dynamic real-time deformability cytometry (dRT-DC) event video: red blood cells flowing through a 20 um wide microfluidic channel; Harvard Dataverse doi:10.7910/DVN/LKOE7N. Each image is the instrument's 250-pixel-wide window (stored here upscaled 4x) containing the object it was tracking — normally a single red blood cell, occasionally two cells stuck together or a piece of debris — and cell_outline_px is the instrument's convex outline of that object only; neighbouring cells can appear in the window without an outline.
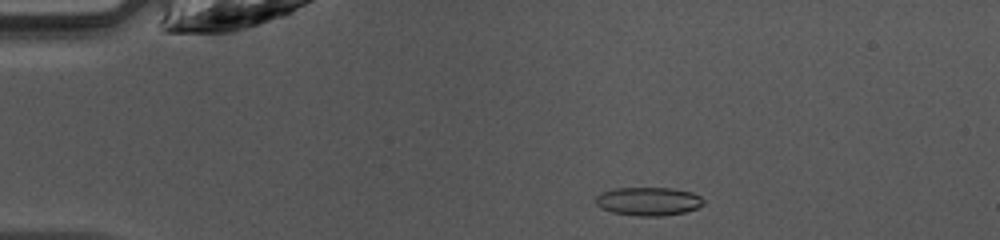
{"species": "common noctule bat (a hibernating species)", "species_latin": "Nyctalus noctula", "temperature_condition": "warm", "stored_images_in_passage": 47, "camera_frame_rate_fps": 3000, "um_per_image_px": 0.085, "animal": {"sex": "female", "body_mass_g": 10.0, "forearm_length_mm": 53.1}, "frame": {"image": 1, "passage_image": 9, "time_ms": 2.667, "image_size_px": [1000, 240], "cell_outline_px": [[704, 204], [696, 208], [684, 212], [664, 216], [636, 216], [612, 212], [600, 208], [596, 204], [596, 196], [600, 192], [612, 188], [672, 188], [692, 192], [700, 196], [704, 200]], "centroid_in_image_um": [55.09, 17.11], "position_along_channel_um": 29.9, "area_um2": 18.03}}
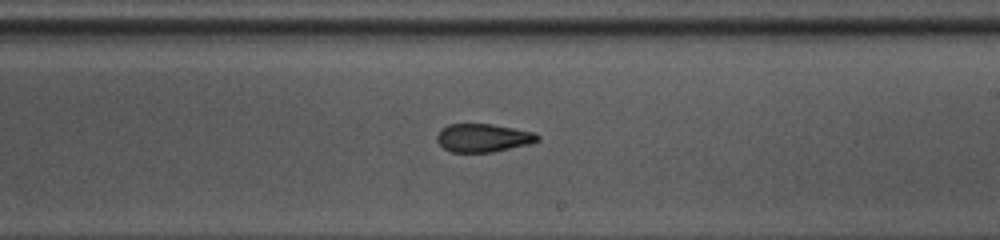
{"frame": {"image": 2, "passage_image": 28, "time_ms": 9.0, "image_size_px": [1000, 240], "cell_outline_px": [[540, 140], [532, 144], [492, 152], [452, 152], [444, 148], [436, 140], [436, 136], [440, 128], [448, 124], [492, 124], [532, 132], [540, 136]], "centroid_in_image_um": [41.06, 11.72], "position_along_channel_um": 247.9, "area_um2": 16.65}}
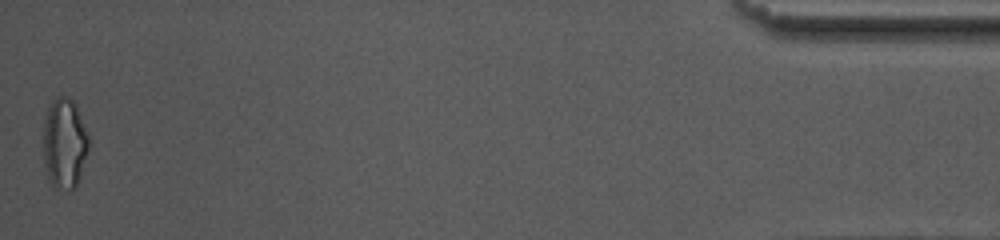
{"frame": {"image": 3, "passage_image": 47, "time_ms": 15.333, "image_size_px": [1000, 240], "cell_outline_px": [[88, 148], [80, 176], [76, 188], [56, 188], [48, 180], [44, 160], [44, 120], [48, 104], [52, 100], [60, 96], [68, 96], [76, 104], [88, 132]], "centroid_in_image_um": [5.48, 12.14], "position_along_channel_um": 429.7, "area_um2": 23.93}, "authors_computed_cell_mechanics": {"area_um2": 17.4556, "velocity_mm_per_s": 4.2398, "shape_relaxation_time_tau1_ms": null, "shape_relaxation_time_tau2_ms": 2.3487, "deformation_change_tau1": null, "deformation_change_tau2": 0.0898}}